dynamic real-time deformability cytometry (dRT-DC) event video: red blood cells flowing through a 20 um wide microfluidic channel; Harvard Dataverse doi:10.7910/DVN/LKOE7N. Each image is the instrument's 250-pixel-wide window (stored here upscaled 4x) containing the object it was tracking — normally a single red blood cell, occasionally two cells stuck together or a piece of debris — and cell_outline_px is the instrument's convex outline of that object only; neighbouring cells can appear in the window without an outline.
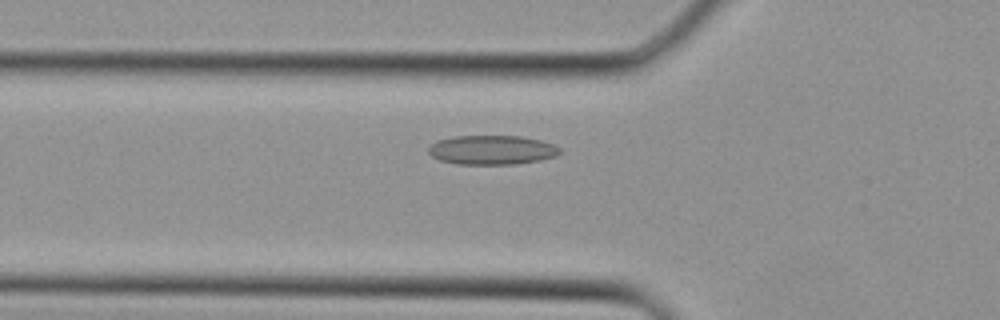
{"species": "Egyptian fruit bat (a non-hibernating species)", "species_latin": "Rousettus aegyptiacus", "temperature_condition": "cold", "stored_images_in_passage": 35, "camera_frame_rate_fps": 3000, "um_per_image_px": 0.085, "animal": {"sex": "female"}, "frame": {"image": 1, "passage_image": 12, "time_ms": 3.667, "image_size_px": [1000, 320], "cell_outline_px": [[560, 152], [556, 156], [540, 160], [516, 164], [456, 164], [440, 160], [432, 156], [428, 152], [428, 148], [436, 140], [452, 136], [520, 136], [540, 140], [552, 144], [560, 148]], "centroid_in_image_um": [41.79, 12.74], "position_along_channel_um": 84.0, "area_um2": 22.43}}
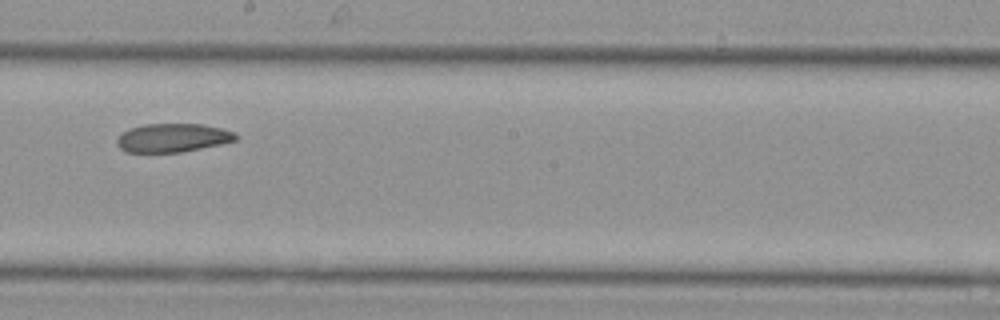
{"frame": {"image": 2, "passage_image": 20, "time_ms": 6.333, "image_size_px": [1000, 320], "cell_outline_px": [[240, 136], [236, 140], [220, 144], [180, 152], [124, 152], [116, 144], [116, 140], [128, 128], [144, 124], [204, 124], [224, 128], [236, 132]], "centroid_in_image_um": [14.71, 11.7], "position_along_channel_um": 233.5, "area_um2": 19.94}}
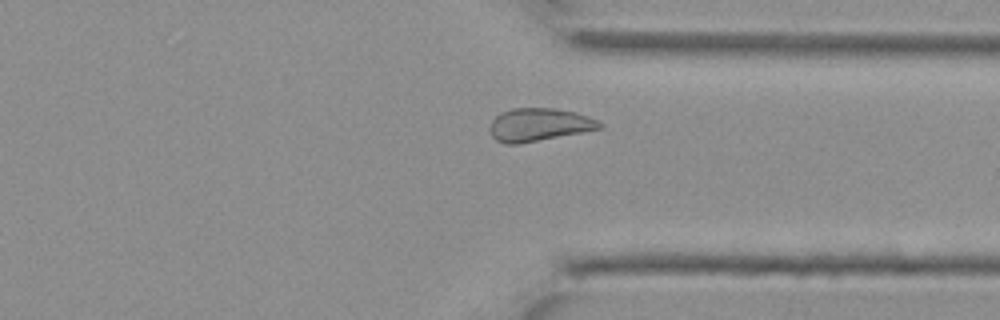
{"frame": {"image": 3, "passage_image": 27, "time_ms": 8.667, "image_size_px": [1000, 320], "cell_outline_px": [[600, 128], [584, 132], [520, 144], [504, 144], [496, 140], [492, 136], [488, 128], [492, 120], [500, 112], [512, 108], [552, 108], [576, 112], [588, 116], [596, 120], [600, 124]], "centroid_in_image_um": [45.75, 10.61], "position_along_channel_um": 365.6, "area_um2": 21.15}}